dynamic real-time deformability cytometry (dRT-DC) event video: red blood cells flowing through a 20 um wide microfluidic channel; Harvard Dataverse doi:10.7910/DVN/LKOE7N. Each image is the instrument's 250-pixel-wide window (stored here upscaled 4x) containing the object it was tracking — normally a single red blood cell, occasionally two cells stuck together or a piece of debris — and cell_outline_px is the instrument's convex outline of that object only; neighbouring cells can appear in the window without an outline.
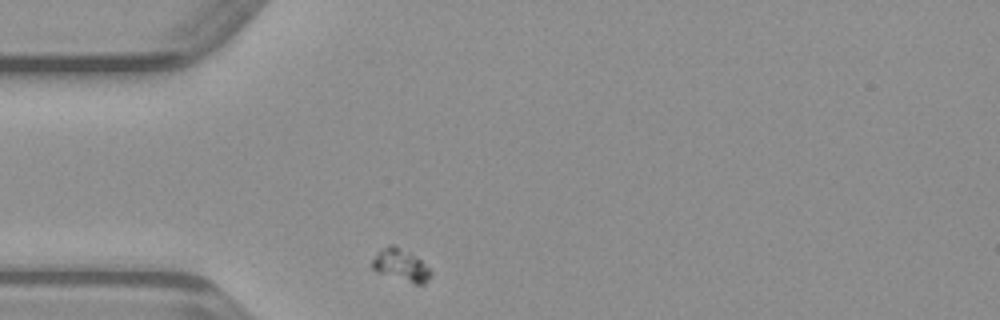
{"species": "common noctule bat (a hibernating species)", "species_latin": "Nyctalus noctula", "temperature_condition": "warm", "stored_images_in_passage": 28, "camera_frame_rate_fps": 3000, "um_per_image_px": 0.085, "animal": {"sex": "male", "body_mass_g": 23.1, "forearm_length_mm": 52.7}, "frame": {"image": 1, "passage_image": 1, "time_ms": 0.0, "image_size_px": [1000, 320], "cell_outline_px": [[432, 276], [424, 284], [412, 284], [380, 272], [372, 268], [372, 260], [376, 252], [380, 248], [388, 244], [392, 244], [420, 260], [432, 272]], "centroid_in_image_um": [34.06, 22.55], "position_along_channel_um": 50.9, "area_um2": 10.75}}